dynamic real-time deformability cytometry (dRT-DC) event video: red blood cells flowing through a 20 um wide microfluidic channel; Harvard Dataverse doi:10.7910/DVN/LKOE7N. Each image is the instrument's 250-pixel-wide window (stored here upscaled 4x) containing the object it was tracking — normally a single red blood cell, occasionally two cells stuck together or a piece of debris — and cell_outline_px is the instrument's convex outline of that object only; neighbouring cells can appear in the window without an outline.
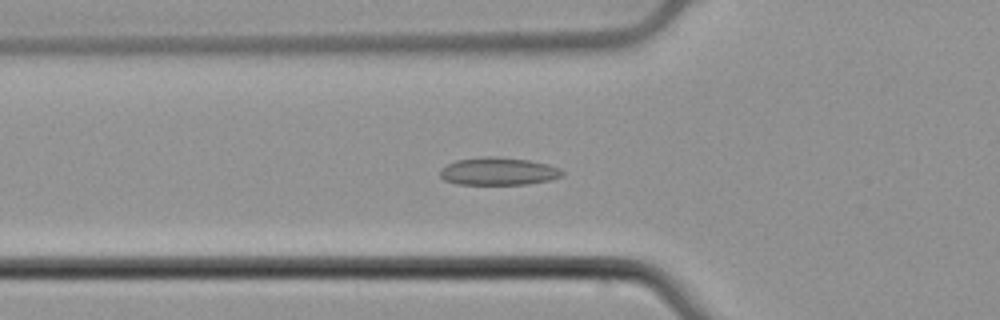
{"species": "common noctule bat (a hibernating species)", "species_latin": "Nyctalus noctula", "temperature_condition": "cold", "stored_images_in_passage": 49, "camera_frame_rate_fps": 3000, "um_per_image_px": 0.085, "animal": {"sex": "male", "body_mass_g": 21.5, "forearm_length_mm": 52.0}, "frame": {"image": 1, "passage_image": 14, "time_ms": 4.333, "image_size_px": [1000, 320], "cell_outline_px": [[564, 176], [548, 180], [528, 184], [456, 184], [444, 180], [440, 176], [440, 168], [456, 160], [484, 156], [496, 156], [528, 160], [548, 164], [560, 168], [564, 172]], "centroid_in_image_um": [42.36, 14.56], "position_along_channel_um": 83.4, "area_um2": 19.83}}
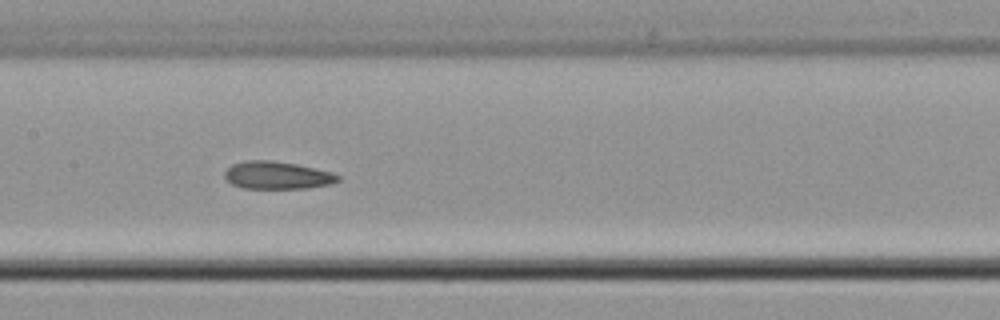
{"frame": {"image": 2, "passage_image": 22, "time_ms": 7.0, "image_size_px": [1000, 320], "cell_outline_px": [[340, 180], [332, 184], [308, 188], [240, 188], [232, 184], [224, 176], [224, 172], [232, 164], [248, 160], [272, 160], [296, 164], [328, 172], [340, 176]], "centroid_in_image_um": [23.53, 14.9], "position_along_channel_um": 183.9, "area_um2": 18.09}}
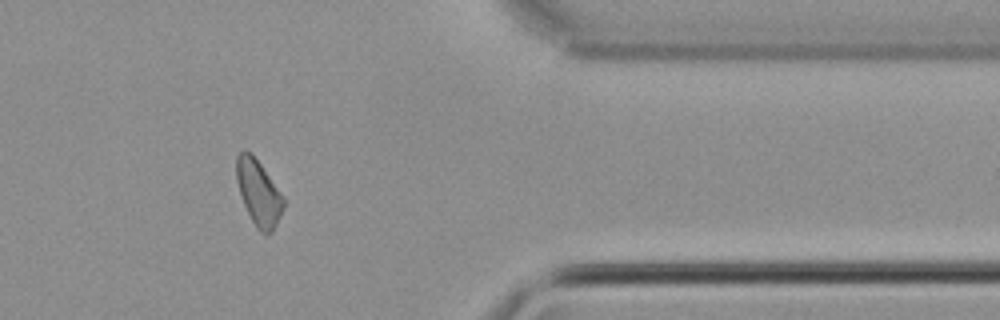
{"frame": {"image": 3, "passage_image": 40, "time_ms": 13.0, "image_size_px": [1000, 320], "cell_outline_px": [[284, 208], [272, 232], [264, 236], [256, 228], [244, 204], [236, 180], [236, 156], [244, 148], [252, 152], [284, 200]], "centroid_in_image_um": [21.95, 16.38], "position_along_channel_um": 389.5, "area_um2": 17.69}, "authors_computed_cell_mechanics": {"area_um2": 18.6694, "velocity_mm_per_s": 3.76, "shape_relaxation_time_tau1_ms": null, "shape_relaxation_time_tau2_ms": 1.9542, "deformation_change_tau1": null, "deformation_change_tau2": 0.0694}}